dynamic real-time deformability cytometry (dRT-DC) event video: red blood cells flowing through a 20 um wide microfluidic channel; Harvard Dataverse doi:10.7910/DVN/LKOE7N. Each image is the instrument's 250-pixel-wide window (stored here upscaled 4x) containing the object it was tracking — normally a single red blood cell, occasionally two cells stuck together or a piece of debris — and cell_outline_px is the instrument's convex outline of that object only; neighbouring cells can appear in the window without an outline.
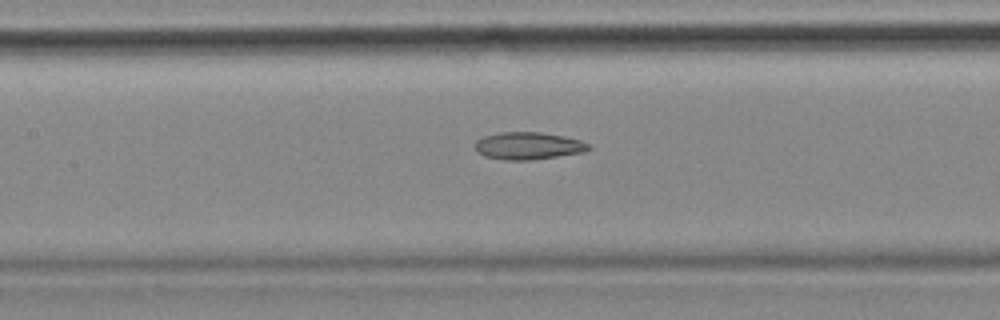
{"species": "common noctule bat (a hibernating species)", "species_latin": "Nyctalus noctula", "temperature_condition": "cold", "stored_images_in_passage": 56, "camera_frame_rate_fps": 3000, "um_per_image_px": 0.085, "animal": {"sex": "female", "body_mass_g": 18.4}, "frame": {"image": 1, "passage_image": 25, "time_ms": 8.0, "image_size_px": [1000, 320], "cell_outline_px": [[592, 148], [584, 152], [528, 160], [504, 160], [484, 156], [476, 152], [476, 140], [484, 136], [500, 132], [540, 132], [580, 140], [592, 144]], "centroid_in_image_um": [44.9, 12.39], "position_along_channel_um": 162.5, "area_um2": 18.03}, "authors_computed_cell_mechanics": {"area_um2": 19.9121, "velocity_mm_per_s": 3.5562, "shape_relaxation_time_tau1_ms": null, "shape_relaxation_time_tau2_ms": 7.1234, "deformation_change_tau1": null, "deformation_change_tau2": 0.1721}}